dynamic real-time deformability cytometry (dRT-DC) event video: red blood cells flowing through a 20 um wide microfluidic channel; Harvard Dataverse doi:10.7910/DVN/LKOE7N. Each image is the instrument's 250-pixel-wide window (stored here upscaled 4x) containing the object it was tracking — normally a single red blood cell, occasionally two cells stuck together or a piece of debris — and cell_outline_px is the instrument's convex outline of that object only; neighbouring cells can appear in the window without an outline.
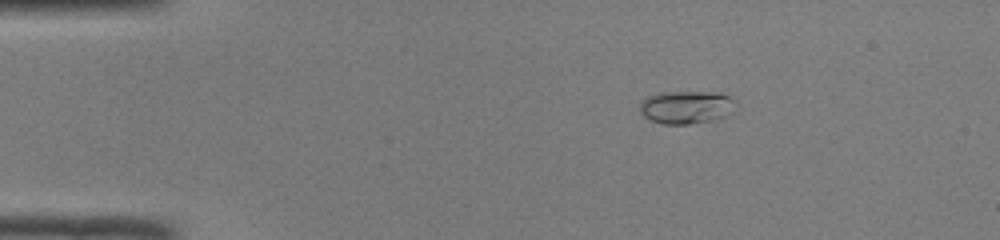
{"species": "common noctule bat (a hibernating species)", "species_latin": "Nyctalus noctula", "temperature_condition": "room temperature", "stored_images_in_passage": 42, "camera_frame_rate_fps": 3000, "um_per_image_px": 0.085, "animal": {"sex": "male", "body_mass_g": 19.0, "forearm_length_mm": 50.8}, "frame": {"image": 1, "passage_image": 1, "time_ms": 0.0, "image_size_px": [1000, 240], "cell_outline_px": [[736, 104], [724, 116], [712, 120], [688, 124], [664, 124], [652, 120], [644, 116], [640, 112], [640, 100], [648, 96], [664, 92], [720, 92], [736, 100]], "centroid_in_image_um": [58.31, 9.09], "position_along_channel_um": 26.7, "area_um2": 18.26}}
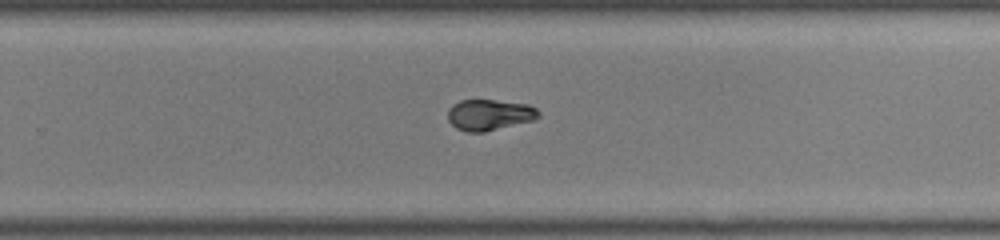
{"frame": {"image": 2, "passage_image": 25, "time_ms": 8.0, "image_size_px": [1000, 240], "cell_outline_px": [[540, 116], [532, 120], [484, 132], [468, 132], [456, 128], [448, 120], [448, 108], [452, 104], [460, 100], [492, 100], [528, 104], [536, 108], [540, 112]], "centroid_in_image_um": [41.57, 9.75], "position_along_channel_um": 288.2, "area_um2": 16.3}}
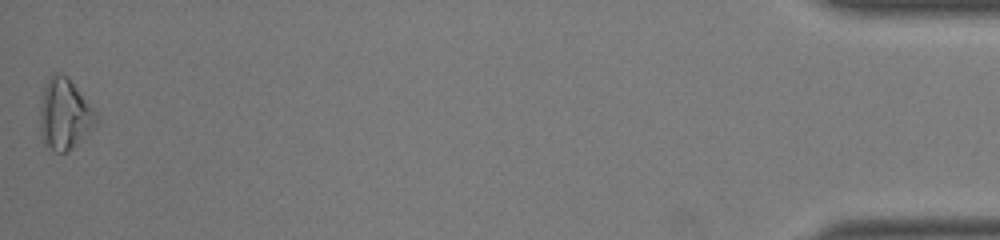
{"frame": {"image": 3, "passage_image": 42, "time_ms": 13.667, "image_size_px": [1000, 240], "cell_outline_px": [[96, 124], [88, 132], [64, 152], [52, 152], [44, 148], [40, 136], [40, 104], [44, 88], [48, 76], [52, 72], [60, 72], [68, 76], [96, 112]], "centroid_in_image_um": [5.42, 9.68], "position_along_channel_um": 429.8, "area_um2": 23.24}, "authors_computed_cell_mechanics": {"area_um2": 16.3574, "velocity_mm_per_s": 4.1198, "shape_relaxation_time_tau1_ms": 6.5513, "shape_relaxation_time_tau2_ms": 1.018, "deformation_change_tau1": 0.1998, "deformation_change_tau2": 0.0305}}